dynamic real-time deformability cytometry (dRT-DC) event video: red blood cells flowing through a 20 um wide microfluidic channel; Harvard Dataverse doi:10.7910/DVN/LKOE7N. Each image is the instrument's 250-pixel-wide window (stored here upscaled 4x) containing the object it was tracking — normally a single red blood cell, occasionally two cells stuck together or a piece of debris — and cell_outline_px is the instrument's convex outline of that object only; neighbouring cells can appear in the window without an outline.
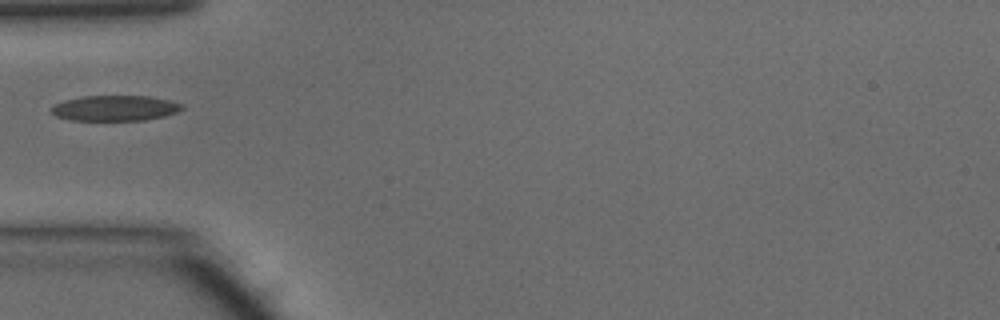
{"species": "common noctule bat (a hibernating species)", "species_latin": "Nyctalus noctula", "temperature_condition": "warm", "stored_images_in_passage": 33, "camera_frame_rate_fps": 3000, "um_per_image_px": 0.085, "animal": {"sex": "male", "body_mass_g": 15.6}, "frame": {"image": 1, "passage_image": 1, "time_ms": 0.0, "image_size_px": [1000, 320], "cell_outline_px": [[184, 108], [176, 112], [164, 116], [144, 120], [72, 120], [56, 116], [48, 108], [52, 104], [64, 100], [84, 96], [148, 96], [168, 100], [184, 104]], "centroid_in_image_um": [9.74, 9.19], "position_along_channel_um": 75.3, "area_um2": 19.42}}
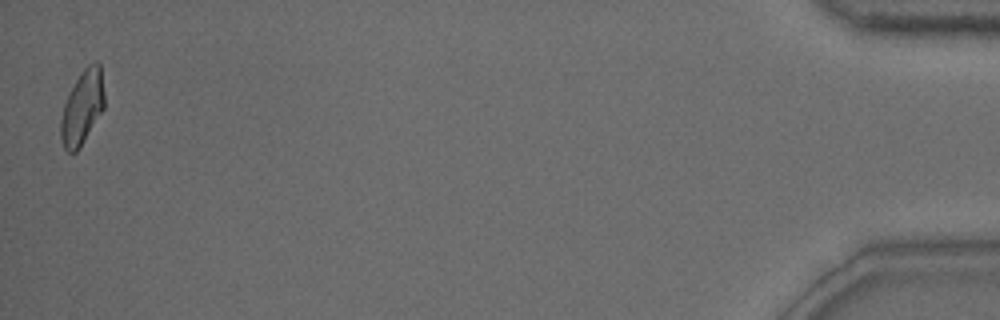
{"frame": {"image": 2, "passage_image": 33, "time_ms": 10.667, "image_size_px": [1000, 320], "cell_outline_px": [[104, 108], [80, 148], [76, 152], [68, 152], [64, 148], [60, 136], [60, 120], [64, 104], [68, 92], [80, 72], [88, 64], [96, 60], [100, 64], [104, 92]], "centroid_in_image_um": [6.98, 9.11], "position_along_channel_um": 428.2, "area_um2": 19.02}}